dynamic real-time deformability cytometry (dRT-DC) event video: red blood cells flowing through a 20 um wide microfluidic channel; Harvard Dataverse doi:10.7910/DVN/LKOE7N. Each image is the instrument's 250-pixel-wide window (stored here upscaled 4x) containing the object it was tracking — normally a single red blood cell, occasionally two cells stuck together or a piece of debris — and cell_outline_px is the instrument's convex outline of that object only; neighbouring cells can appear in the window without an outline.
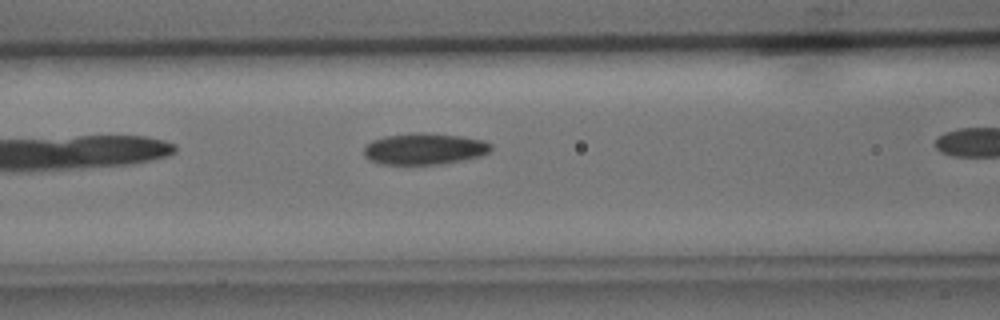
{"species": "common noctule bat (a hibernating species)", "species_latin": "Nyctalus noctula", "temperature_condition": "cold", "stored_images_in_passage": 5, "camera_frame_rate_fps": 3000, "um_per_image_px": 0.085, "animal": {"sex": "male", "body_mass_g": 15.6}, "frame": {"image": 1, "passage_image": 5, "time_ms": 4.667, "image_size_px": [1000, 320], "cell_outline_px": [[492, 148], [488, 152], [480, 156], [464, 160], [440, 164], [380, 164], [368, 160], [364, 156], [364, 148], [372, 140], [384, 136], [412, 132], [428, 132], [460, 136], [484, 140], [492, 144]], "centroid_in_image_um": [36.06, 12.64], "position_along_channel_um": 130.5, "area_um2": 23.52}}